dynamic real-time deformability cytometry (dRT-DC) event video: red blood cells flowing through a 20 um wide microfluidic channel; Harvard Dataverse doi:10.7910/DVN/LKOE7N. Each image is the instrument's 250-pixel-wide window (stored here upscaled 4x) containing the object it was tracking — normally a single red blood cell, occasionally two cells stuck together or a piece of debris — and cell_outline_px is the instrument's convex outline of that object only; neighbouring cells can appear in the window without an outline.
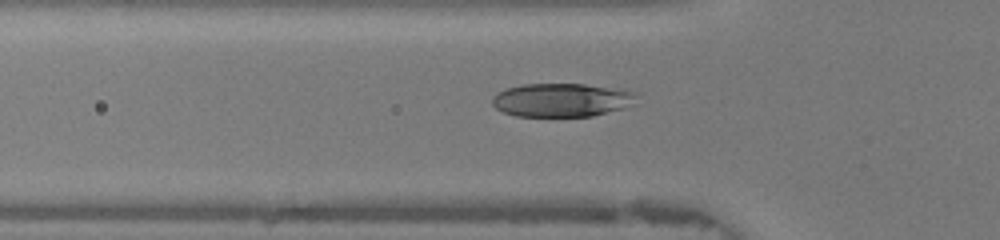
{"species": "human", "species_latin": "Homo sapiens", "temperature_condition": "warm", "stored_images_in_passage": 45, "camera_frame_rate_fps": 3000, "um_per_image_px": 0.085, "donor": {"sex": "female"}, "frame": {"image": 1, "passage_image": 15, "time_ms": 4.667, "image_size_px": [1000, 240], "cell_outline_px": [[636, 104], [624, 108], [592, 116], [516, 116], [504, 112], [496, 108], [492, 104], [492, 96], [496, 92], [520, 84], [584, 84], [624, 88], [636, 92]], "centroid_in_image_um": [47.79, 8.49], "position_along_channel_um": 78.0, "area_um2": 28.61}}
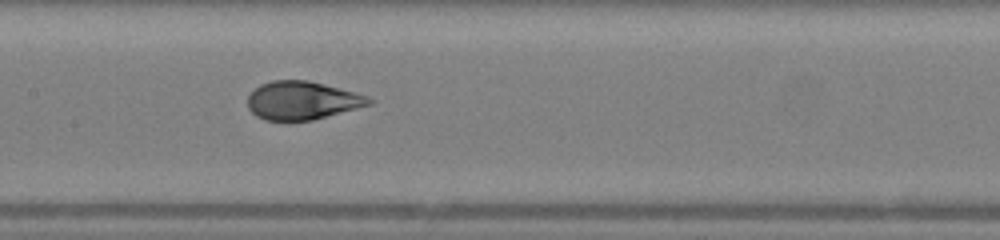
{"frame": {"image": 2, "passage_image": 22, "time_ms": 7.0, "image_size_px": [1000, 240], "cell_outline_px": [[372, 104], [312, 120], [264, 120], [256, 116], [248, 108], [248, 96], [260, 84], [272, 80], [308, 80], [324, 84], [368, 96], [372, 100]], "centroid_in_image_um": [25.66, 8.54], "position_along_channel_um": 181.7, "area_um2": 26.82}}
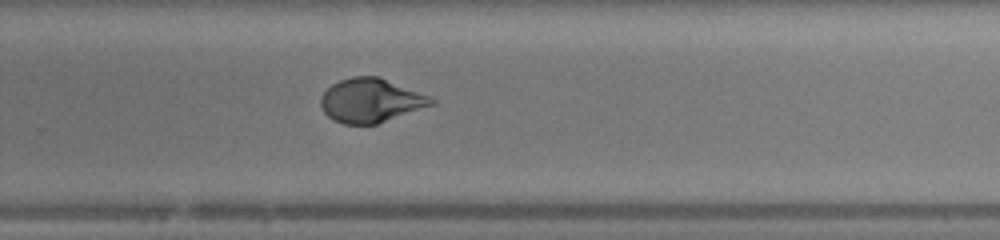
{"frame": {"image": 3, "passage_image": 30, "time_ms": 9.667, "image_size_px": [1000, 240], "cell_outline_px": [[436, 104], [376, 124], [344, 124], [332, 120], [324, 112], [320, 104], [320, 96], [332, 84], [340, 80], [352, 76], [380, 76], [428, 96], [436, 100]], "centroid_in_image_um": [31.5, 8.54], "position_along_channel_um": 298.3, "area_um2": 28.32}, "authors_computed_cell_mechanics": {"area_um2": 28.3798, "velocity_mm_per_s": 4.3916, "shape_relaxation_time_tau1_ms": 5.9171, "shape_relaxation_time_tau2_ms": null, "deformation_change_tau1": 0.2708, "deformation_change_tau2": null}}